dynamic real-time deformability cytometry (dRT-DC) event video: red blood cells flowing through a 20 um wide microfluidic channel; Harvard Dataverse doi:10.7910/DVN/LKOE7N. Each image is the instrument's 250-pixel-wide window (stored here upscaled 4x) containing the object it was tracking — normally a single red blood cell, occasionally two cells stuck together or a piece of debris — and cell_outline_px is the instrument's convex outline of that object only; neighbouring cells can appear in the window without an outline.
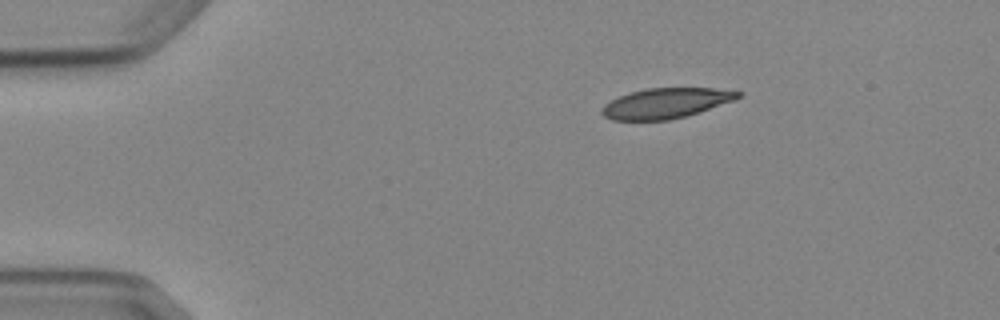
{"species": "Egyptian fruit bat (a non-hibernating species)", "species_latin": "Rousettus aegyptiacus", "temperature_condition": "cold", "stored_images_in_passage": 2, "camera_frame_rate_fps": 3000, "um_per_image_px": 0.085, "animal": {"sex": "female"}, "frame": {"image": 1, "passage_image": 2, "time_ms": 2.333, "image_size_px": [1000, 320], "cell_outline_px": [[744, 92], [736, 100], [700, 112], [668, 120], [612, 120], [604, 116], [600, 112], [600, 108], [604, 104], [620, 96], [632, 92], [648, 88], [712, 88]], "centroid_in_image_um": [56.61, 8.77], "position_along_channel_um": 28.4, "area_um2": 23.93}}